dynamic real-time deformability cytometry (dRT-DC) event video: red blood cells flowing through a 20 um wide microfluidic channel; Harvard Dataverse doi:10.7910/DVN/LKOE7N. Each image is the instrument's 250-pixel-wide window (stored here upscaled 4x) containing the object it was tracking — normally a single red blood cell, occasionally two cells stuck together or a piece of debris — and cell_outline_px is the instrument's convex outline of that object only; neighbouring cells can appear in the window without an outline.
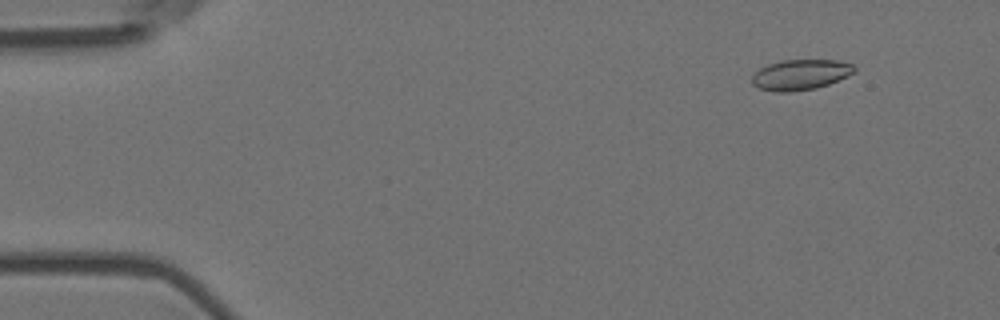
{"species": "Egyptian fruit bat (a non-hibernating species)", "species_latin": "Rousettus aegyptiacus", "temperature_condition": "room temperature", "stored_images_in_passage": 56, "camera_frame_rate_fps": 3000, "um_per_image_px": 0.085, "animal": {"sex": "female"}, "frame": {"image": 1, "passage_image": 6, "time_ms": 1.667, "image_size_px": [1000, 320], "cell_outline_px": [[856, 68], [852, 72], [828, 84], [816, 88], [788, 92], [776, 92], [760, 88], [752, 84], [752, 76], [760, 68], [768, 64], [780, 60], [836, 60], [852, 64]], "centroid_in_image_um": [67.99, 6.34], "position_along_channel_um": 17.0, "area_um2": 17.86}}
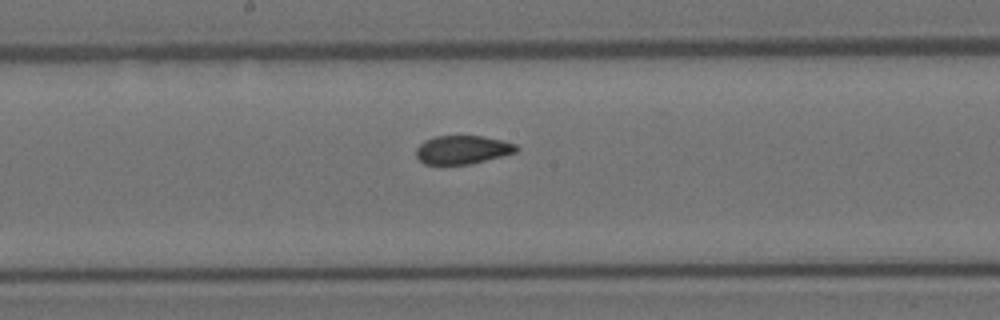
{"frame": {"image": 2, "passage_image": 30, "time_ms": 9.667, "image_size_px": [1000, 320], "cell_outline_px": [[520, 148], [516, 152], [468, 164], [424, 164], [416, 156], [416, 148], [424, 140], [436, 136], [484, 136], [504, 140], [516, 144]], "centroid_in_image_um": [39.31, 12.71], "position_along_channel_um": 208.9, "area_um2": 16.59}}
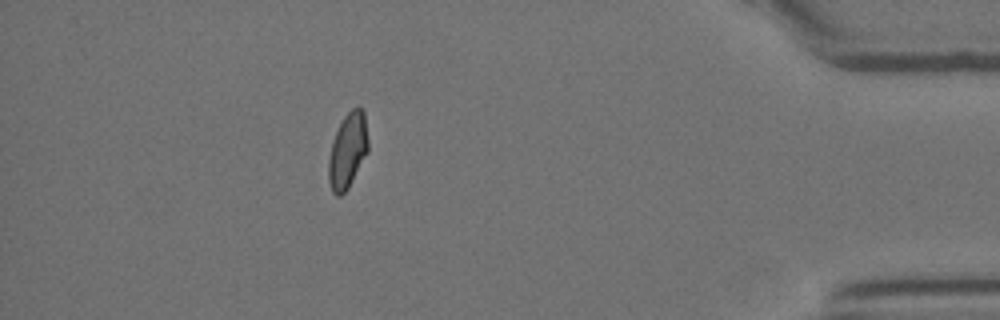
{"frame": {"image": 3, "passage_image": 50, "time_ms": 16.333, "image_size_px": [1000, 320], "cell_outline_px": [[368, 152], [348, 188], [340, 196], [336, 196], [332, 192], [328, 180], [328, 160], [332, 140], [344, 116], [352, 108], [360, 108], [364, 112], [368, 140]], "centroid_in_image_um": [29.54, 12.83], "position_along_channel_um": 405.7, "area_um2": 17.34}, "authors_computed_cell_mechanics": {"area_um2": 17.8602, "velocity_mm_per_s": 3.669, "shape_relaxation_time_tau1_ms": null, "shape_relaxation_time_tau2_ms": 1.2496, "deformation_change_tau1": null, "deformation_change_tau2": 0.0487}}